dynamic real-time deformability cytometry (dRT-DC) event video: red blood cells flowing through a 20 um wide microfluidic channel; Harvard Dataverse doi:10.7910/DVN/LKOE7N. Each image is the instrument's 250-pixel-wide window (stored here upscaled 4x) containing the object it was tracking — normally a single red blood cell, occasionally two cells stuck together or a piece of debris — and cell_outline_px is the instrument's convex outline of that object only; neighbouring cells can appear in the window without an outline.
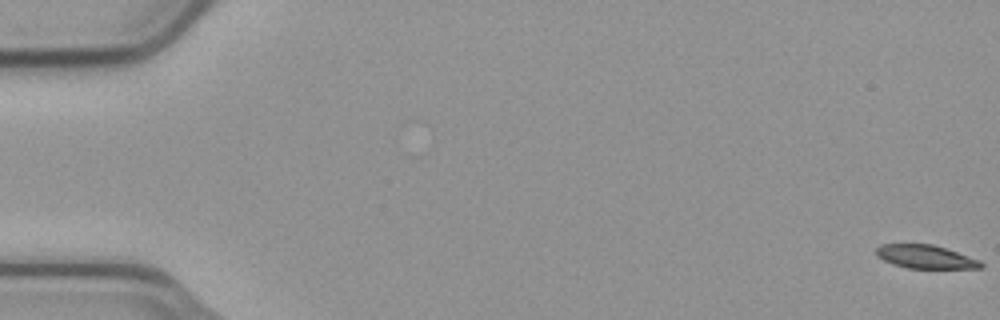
{"species": "common noctule bat (a hibernating species)", "species_latin": "Nyctalus noctula", "temperature_condition": "cold", "stored_images_in_passage": 56, "camera_frame_rate_fps": 3000, "um_per_image_px": 0.085, "animal": {"sex": "male", "body_mass_g": 23.1, "forearm_length_mm": 52.7}, "frame": {"image": 1, "passage_image": 1, "time_ms": 0.0, "image_size_px": [1000, 320], "cell_outline_px": [[984, 264], [980, 268], [908, 268], [892, 264], [876, 256], [876, 248], [880, 244], [932, 244], [980, 260]], "centroid_in_image_um": [78.63, 21.82], "position_along_channel_um": 6.4, "area_um2": 14.16}}
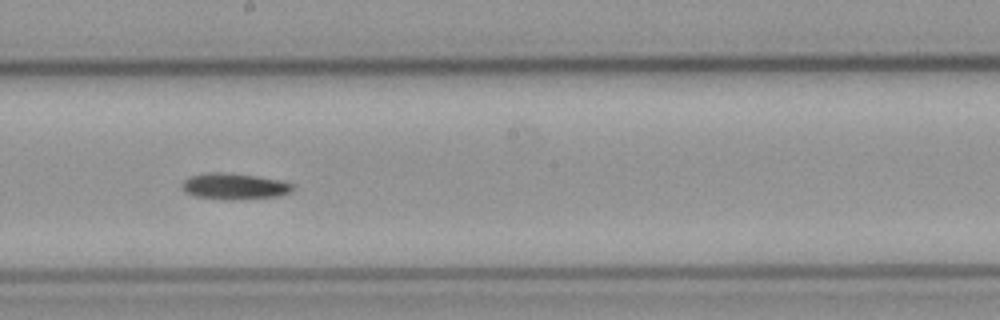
{"frame": {"image": 2, "passage_image": 32, "time_ms": 10.333, "image_size_px": [1000, 320], "cell_outline_px": [[292, 192], [280, 196], [232, 200], [224, 200], [196, 196], [184, 192], [180, 188], [180, 184], [188, 176], [204, 172], [220, 172], [252, 176], [276, 180], [292, 184]], "centroid_in_image_um": [19.82, 15.85], "position_along_channel_um": 228.4, "area_um2": 16.88}}
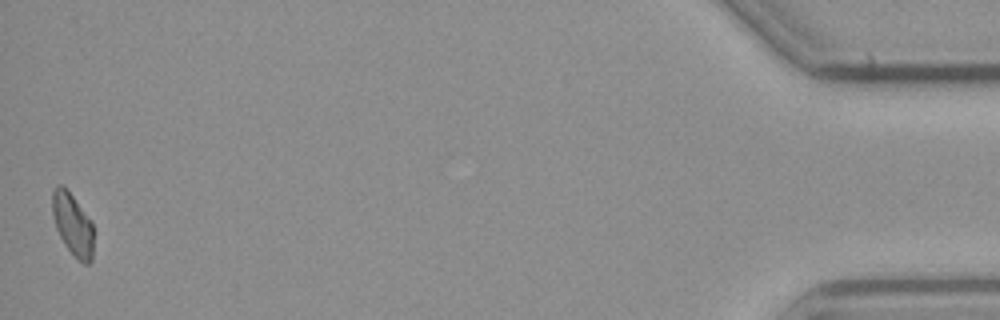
{"frame": {"image": 3, "passage_image": 56, "time_ms": 18.333, "image_size_px": [1000, 320], "cell_outline_px": [[92, 260], [88, 264], [84, 264], [64, 244], [56, 228], [52, 216], [52, 188], [56, 184], [64, 184], [92, 224]], "centroid_in_image_um": [6.12, 19.01], "position_along_channel_um": 429.1, "area_um2": 14.68}, "authors_computed_cell_mechanics": {"area_um2": 16.0106, "velocity_mm_per_s": 3.7216, "shape_relaxation_time_tau1_ms": 3.8979, "shape_relaxation_time_tau2_ms": null, "deformation_change_tau1": 0.135, "deformation_change_tau2": null}}